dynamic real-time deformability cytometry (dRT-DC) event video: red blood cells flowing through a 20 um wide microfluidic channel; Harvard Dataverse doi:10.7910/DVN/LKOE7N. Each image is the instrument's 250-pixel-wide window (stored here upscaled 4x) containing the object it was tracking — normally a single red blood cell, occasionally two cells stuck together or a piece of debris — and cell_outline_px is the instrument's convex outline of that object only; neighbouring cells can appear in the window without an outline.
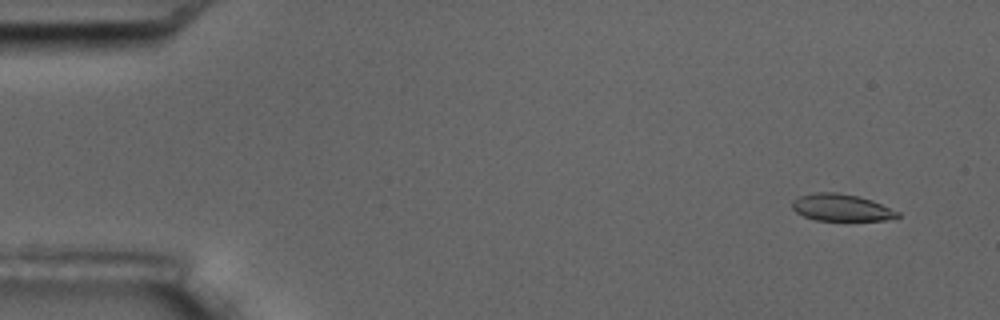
{"species": "common noctule bat (a hibernating species)", "species_latin": "Nyctalus noctula", "temperature_condition": "room temperature", "stored_images_in_passage": 6, "camera_frame_rate_fps": 3000, "um_per_image_px": 0.085, "animal": {"sex": "male", "body_mass_g": 17.5, "forearm_length_mm": 52.3}, "frame": {"image": 1, "passage_image": 1, "time_ms": 0.0, "image_size_px": [1000, 320], "cell_outline_px": [[900, 216], [884, 220], [816, 220], [804, 216], [796, 212], [792, 208], [792, 200], [800, 196], [816, 192], [836, 192], [856, 196], [872, 200], [900, 212]], "centroid_in_image_um": [71.5, 17.64], "position_along_channel_um": 13.5, "area_um2": 16.42}}
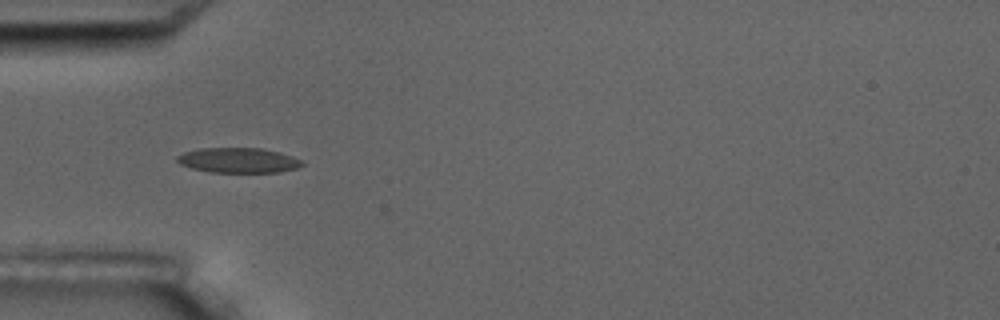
{"frame": {"image": 2, "passage_image": 5, "time_ms": 4.667, "image_size_px": [1000, 320], "cell_outline_px": [[304, 164], [296, 168], [280, 172], [212, 172], [192, 168], [180, 164], [176, 160], [176, 156], [184, 152], [200, 148], [264, 148], [280, 152], [292, 156], [300, 160]], "centroid_in_image_um": [20.25, 13.62], "position_along_channel_um": 64.7, "area_um2": 18.21}}